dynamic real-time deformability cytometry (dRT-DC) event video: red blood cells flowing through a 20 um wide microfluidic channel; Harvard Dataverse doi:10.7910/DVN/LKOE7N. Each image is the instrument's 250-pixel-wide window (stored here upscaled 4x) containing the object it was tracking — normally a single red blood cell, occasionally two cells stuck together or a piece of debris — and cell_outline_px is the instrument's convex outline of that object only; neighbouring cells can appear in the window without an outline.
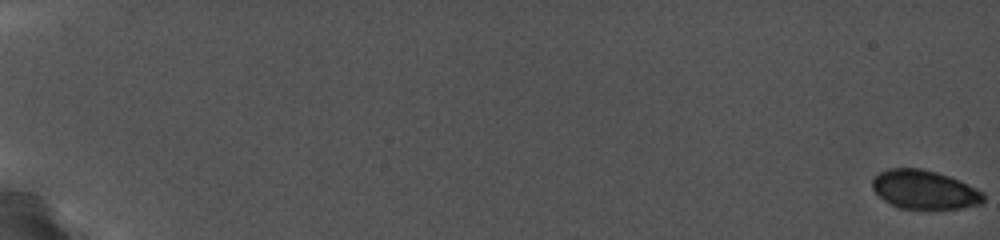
{"species": "common noctule bat (a hibernating species)", "species_latin": "Nyctalus noctula", "temperature_condition": "cold", "stored_images_in_passage": 61, "camera_frame_rate_fps": 5000, "um_per_image_px": 0.085, "animal": {"sex": "female", "body_mass_g": 19.0, "forearm_length_mm": 56.7}, "frame": {"image": 1, "passage_image": 1, "time_ms": 0.0, "image_size_px": [1000, 240], "cell_outline_px": [[984, 200], [980, 204], [960, 208], [896, 208], [888, 204], [872, 188], [872, 180], [880, 172], [892, 168], [920, 168], [948, 176], [980, 192], [984, 196]], "centroid_in_image_um": [78.5, 16.13], "position_along_channel_um": 6.5, "area_um2": 24.51}}
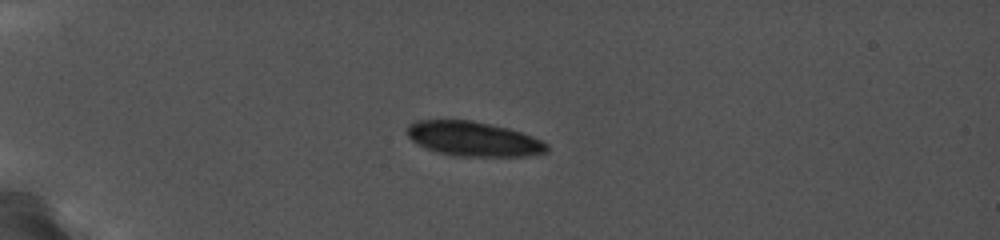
{"frame": {"image": 2, "passage_image": 48, "time_ms": 5.8, "image_size_px": [1000, 240], "cell_outline_px": [[548, 152], [524, 156], [452, 156], [436, 152], [412, 140], [408, 136], [408, 124], [416, 120], [472, 120], [508, 128], [520, 132], [540, 140], [548, 144]], "centroid_in_image_um": [40.24, 11.81], "position_along_channel_um": 44.8, "area_um2": 27.98}}